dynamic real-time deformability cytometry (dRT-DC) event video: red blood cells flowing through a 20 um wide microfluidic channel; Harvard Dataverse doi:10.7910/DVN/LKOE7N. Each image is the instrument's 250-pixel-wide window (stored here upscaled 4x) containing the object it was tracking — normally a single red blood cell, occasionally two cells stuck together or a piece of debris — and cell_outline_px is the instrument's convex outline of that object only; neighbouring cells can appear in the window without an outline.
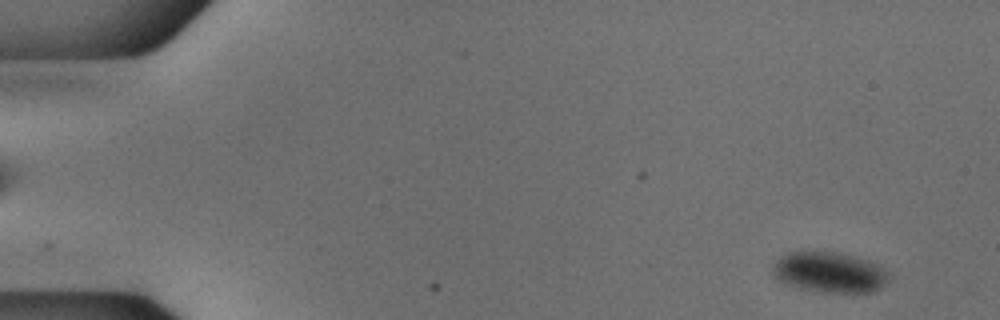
{"species": "common noctule bat (a hibernating species)", "species_latin": "Nyctalus noctula", "temperature_condition": "cold", "stored_images_in_passage": 53, "camera_frame_rate_fps": 3000, "um_per_image_px": 0.085, "animal": {"sex": "male", "body_mass_g": 18.8}, "frame": {"image": 1, "passage_image": 3, "time_ms": 0.667, "image_size_px": [1000, 320], "cell_outline_px": [[888, 276], [884, 284], [880, 288], [872, 292], [820, 292], [800, 288], [784, 284], [772, 272], [772, 268], [780, 256], [788, 252], [804, 248], [844, 252], [868, 260], [884, 268]], "centroid_in_image_um": [70.45, 23.08], "position_along_channel_um": 14.5, "area_um2": 28.15}}
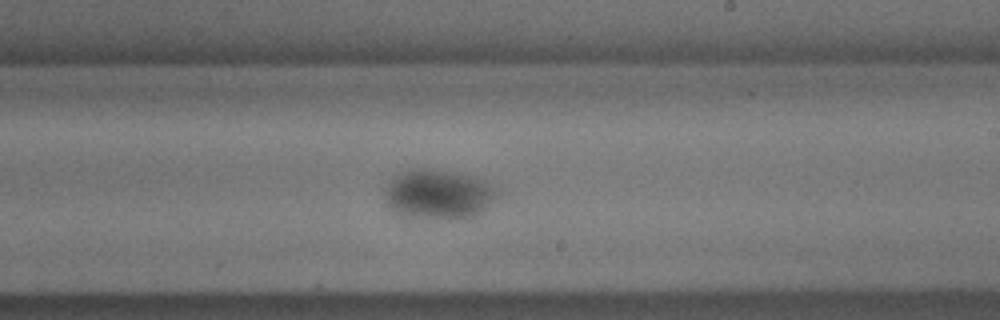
{"frame": {"image": 2, "passage_image": 32, "time_ms": 10.333, "image_size_px": [1000, 320], "cell_outline_px": [[500, 192], [480, 212], [472, 216], [400, 216], [392, 212], [384, 204], [384, 188], [400, 172], [420, 168], [424, 168], [452, 172], [476, 176], [500, 188]], "centroid_in_image_um": [37.21, 16.47], "position_along_channel_um": 251.8, "area_um2": 31.96}}
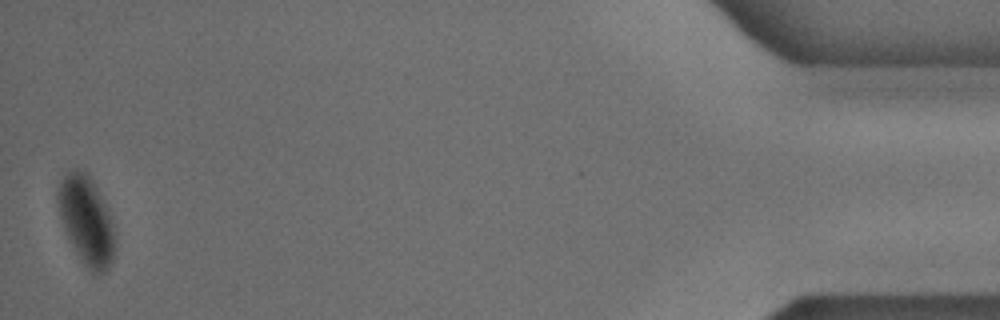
{"frame": {"image": 3, "passage_image": 53, "time_ms": 17.333, "image_size_px": [1000, 320], "cell_outline_px": [[116, 248], [112, 264], [104, 272], [96, 276], [80, 260], [64, 228], [60, 216], [56, 200], [56, 192], [60, 180], [68, 172], [88, 172], [104, 200], [112, 216], [116, 240]], "centroid_in_image_um": [7.38, 18.78], "position_along_channel_um": 427.8, "area_um2": 29.82}}